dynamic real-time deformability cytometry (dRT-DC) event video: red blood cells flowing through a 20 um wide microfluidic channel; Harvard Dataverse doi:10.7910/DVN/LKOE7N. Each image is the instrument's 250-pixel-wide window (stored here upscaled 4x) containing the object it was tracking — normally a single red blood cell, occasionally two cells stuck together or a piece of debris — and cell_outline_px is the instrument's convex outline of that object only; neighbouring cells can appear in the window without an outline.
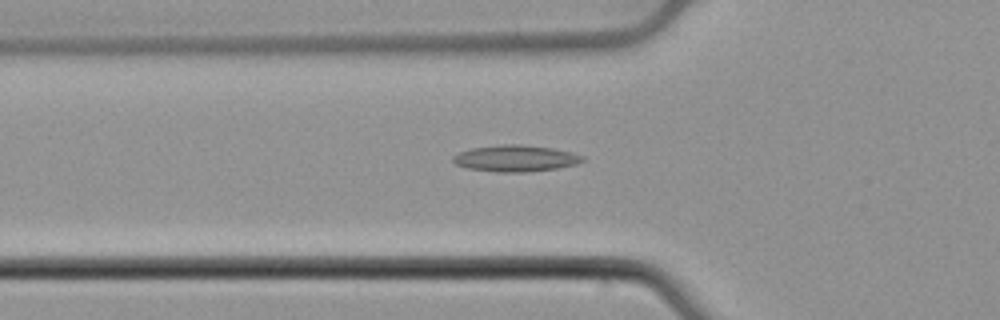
{"species": "common noctule bat (a hibernating species)", "species_latin": "Nyctalus noctula", "temperature_condition": "cold", "stored_images_in_passage": 54, "camera_frame_rate_fps": 3000, "um_per_image_px": 0.085, "animal": {"sex": "male", "body_mass_g": 21.5, "forearm_length_mm": 52.0}, "frame": {"image": 1, "passage_image": 19, "time_ms": 6.0, "image_size_px": [1000, 320], "cell_outline_px": [[584, 160], [576, 164], [556, 168], [524, 172], [496, 172], [468, 168], [456, 164], [452, 160], [452, 156], [460, 152], [472, 148], [504, 144], [516, 144], [552, 148], [572, 152], [584, 156]], "centroid_in_image_um": [43.82, 13.46], "position_along_channel_um": 82.0, "area_um2": 19.77}}
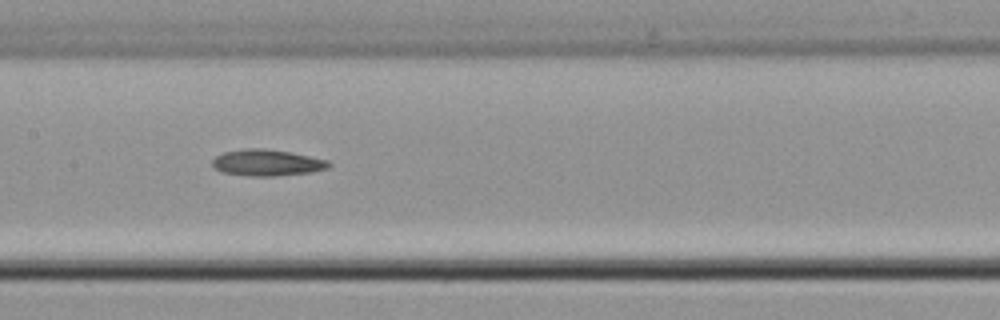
{"frame": {"image": 2, "passage_image": 27, "time_ms": 8.667, "image_size_px": [1000, 320], "cell_outline_px": [[332, 164], [328, 168], [312, 172], [272, 176], [252, 176], [220, 172], [212, 164], [212, 160], [216, 156], [224, 152], [248, 148], [264, 148], [288, 152], [328, 160]], "centroid_in_image_um": [22.69, 13.83], "position_along_channel_um": 184.7, "area_um2": 17.74}}
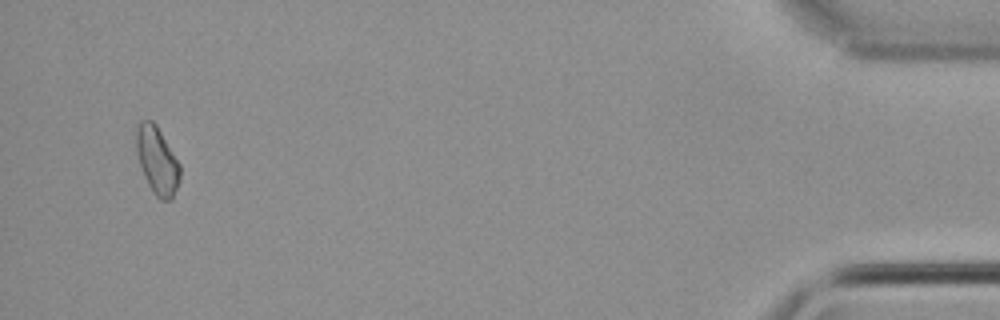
{"frame": {"image": 3, "passage_image": 52, "time_ms": 17.0, "image_size_px": [1000, 320], "cell_outline_px": [[180, 180], [172, 200], [160, 200], [156, 196], [148, 184], [144, 176], [136, 152], [136, 124], [140, 120], [152, 120], [156, 124], [180, 164]], "centroid_in_image_um": [13.35, 13.63], "position_along_channel_um": 421.8, "area_um2": 17.28}}